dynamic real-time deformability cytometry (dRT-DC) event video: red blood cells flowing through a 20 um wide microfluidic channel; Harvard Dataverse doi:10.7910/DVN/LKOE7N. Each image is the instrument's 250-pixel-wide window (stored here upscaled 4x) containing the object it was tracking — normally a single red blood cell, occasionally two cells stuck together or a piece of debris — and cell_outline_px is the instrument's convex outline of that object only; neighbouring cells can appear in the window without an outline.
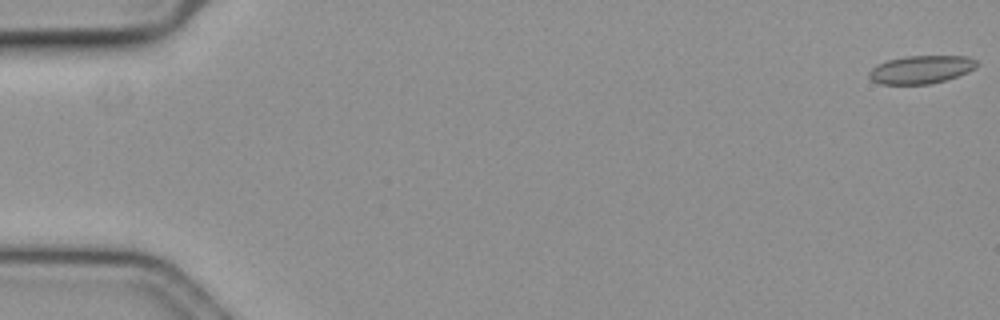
{"species": "common noctule bat (a hibernating species)", "species_latin": "Nyctalus noctula", "temperature_condition": "cold", "stored_images_in_passage": 18, "camera_frame_rate_fps": 3000, "um_per_image_px": 0.085, "animal": {"sex": "female", "body_mass_g": 19.3, "forearm_length_mm": 54.1}, "frame": {"image": 1, "passage_image": 1, "time_ms": 0.0, "image_size_px": [1000, 320], "cell_outline_px": [[976, 68], [968, 72], [944, 80], [928, 84], [880, 84], [872, 80], [868, 76], [868, 72], [876, 64], [888, 60], [904, 56], [968, 56], [976, 60]], "centroid_in_image_um": [78.26, 5.9], "position_along_channel_um": 6.7, "area_um2": 17.57}}
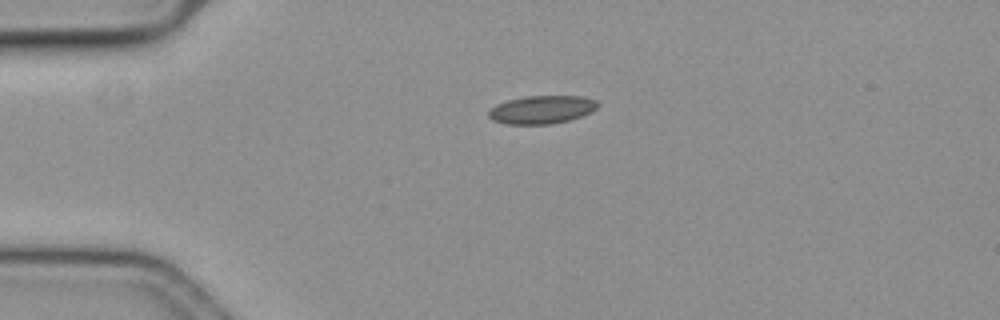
{"frame": {"image": 2, "passage_image": 15, "time_ms": 4.667, "image_size_px": [1000, 320], "cell_outline_px": [[600, 104], [592, 112], [568, 120], [552, 124], [508, 124], [492, 120], [488, 116], [488, 112], [496, 104], [508, 100], [524, 96], [584, 96], [596, 100]], "centroid_in_image_um": [46.06, 9.31], "position_along_channel_um": 38.9, "area_um2": 17.92}}